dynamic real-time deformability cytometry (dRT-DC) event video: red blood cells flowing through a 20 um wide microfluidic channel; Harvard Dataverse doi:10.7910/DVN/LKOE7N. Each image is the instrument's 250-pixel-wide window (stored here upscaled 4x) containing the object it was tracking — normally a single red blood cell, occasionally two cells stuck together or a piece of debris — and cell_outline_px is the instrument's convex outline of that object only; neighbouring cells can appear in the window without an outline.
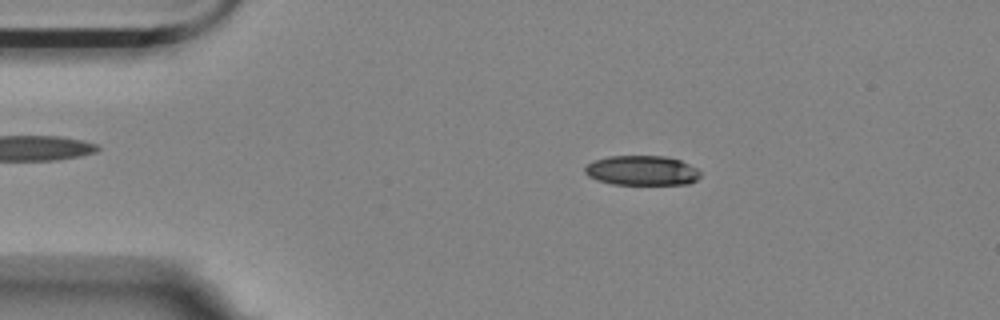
{"species": "Egyptian fruit bat (a non-hibernating species)", "species_latin": "Rousettus aegyptiacus", "temperature_condition": "room temperature", "stored_images_in_passage": 57, "camera_frame_rate_fps": 3000, "um_per_image_px": 0.085, "animal": {"sex": "female"}, "frame": {"image": 1, "passage_image": 11, "time_ms": 3.333, "image_size_px": [1000, 320], "cell_outline_px": [[700, 176], [696, 180], [688, 184], [612, 184], [596, 180], [588, 176], [584, 172], [584, 168], [588, 164], [596, 160], [608, 156], [664, 156], [680, 160], [696, 168], [700, 172]], "centroid_in_image_um": [54.55, 14.5], "position_along_channel_um": 30.5, "area_um2": 19.94}}
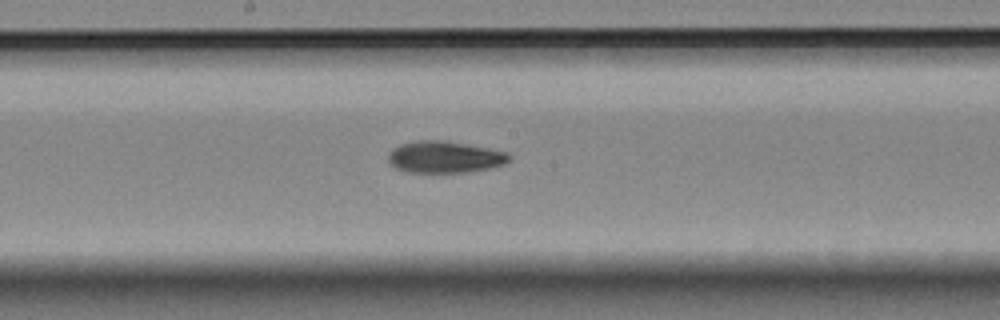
{"frame": {"image": 2, "passage_image": 30, "time_ms": 9.667, "image_size_px": [1000, 320], "cell_outline_px": [[512, 156], [504, 164], [488, 168], [468, 172], [408, 172], [396, 168], [388, 160], [388, 152], [392, 148], [400, 144], [420, 140], [444, 140], [488, 148], [508, 152]], "centroid_in_image_um": [37.79, 13.34], "position_along_channel_um": 210.4, "area_um2": 22.31}}
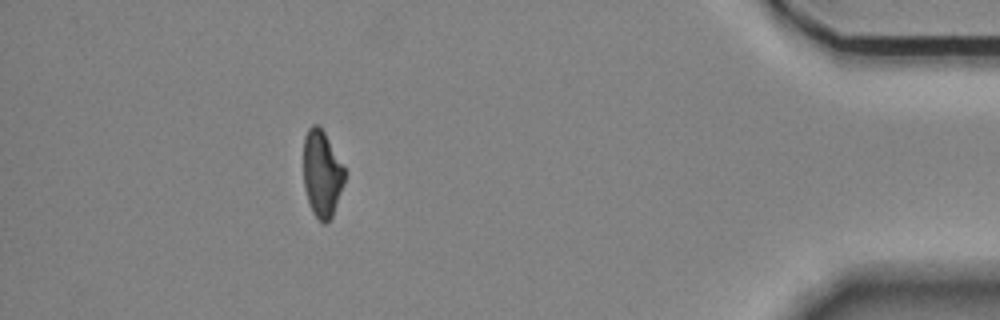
{"frame": {"image": 3, "passage_image": 51, "time_ms": 16.667, "image_size_px": [1000, 320], "cell_outline_px": [[344, 184], [332, 216], [328, 224], [324, 224], [312, 212], [304, 188], [304, 136], [308, 128], [312, 124], [316, 124], [324, 132], [344, 168]], "centroid_in_image_um": [27.35, 14.79], "position_along_channel_um": 407.9, "area_um2": 20.52}, "authors_computed_cell_mechanics": {"area_um2": 21.7906, "velocity_mm_per_s": 3.5596, "shape_relaxation_time_tau1_ms": 6.8935, "shape_relaxation_time_tau2_ms": null, "deformation_change_tau1": 0.158, "deformation_change_tau2": null}}